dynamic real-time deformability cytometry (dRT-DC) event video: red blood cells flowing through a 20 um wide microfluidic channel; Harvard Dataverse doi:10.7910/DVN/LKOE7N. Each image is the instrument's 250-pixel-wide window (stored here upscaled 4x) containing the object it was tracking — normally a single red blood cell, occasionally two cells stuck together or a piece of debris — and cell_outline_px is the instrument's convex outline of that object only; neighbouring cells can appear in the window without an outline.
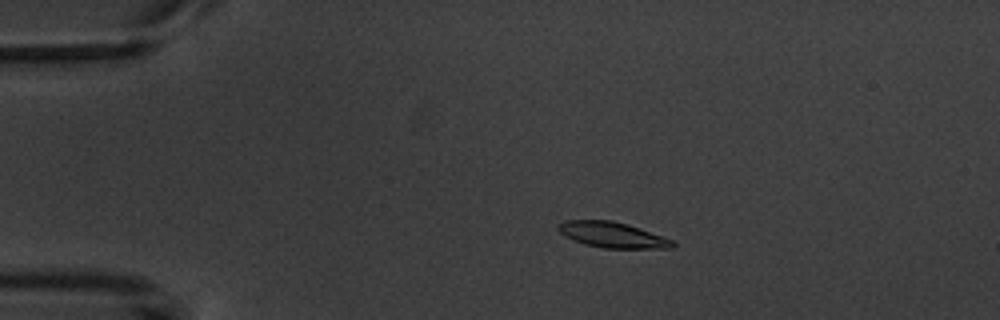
{"species": "common noctule bat (a hibernating species)", "species_latin": "Nyctalus noctula", "temperature_condition": "warm", "stored_images_in_passage": 7, "camera_frame_rate_fps": 3000, "um_per_image_px": 0.085, "animal": {"sex": "male", "body_mass_g": 20.1, "forearm_length_mm": 53.5}, "frame": {"image": 1, "passage_image": 3, "time_ms": 3.0, "image_size_px": [1000, 320], "cell_outline_px": [[676, 244], [672, 248], [604, 248], [584, 244], [564, 236], [556, 228], [556, 224], [564, 220], [612, 220], [628, 224], [672, 240]], "centroid_in_image_um": [51.99, 19.95], "position_along_channel_um": 33.0, "area_um2": 17.05}}
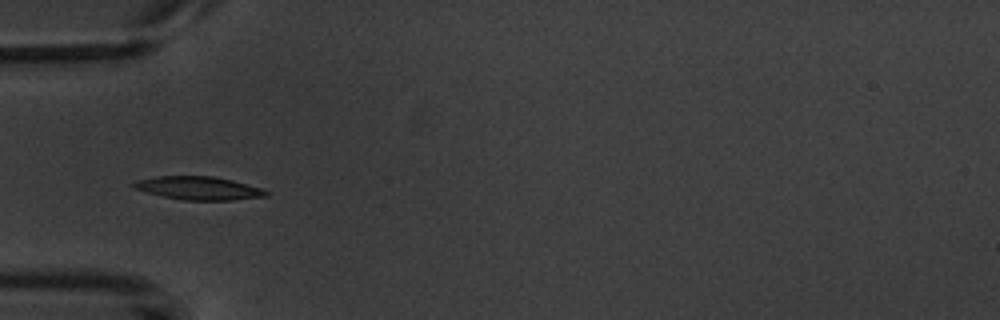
{"frame": {"image": 2, "passage_image": 5, "time_ms": 5.333, "image_size_px": [1000, 320], "cell_outline_px": [[268, 196], [232, 200], [184, 200], [164, 196], [148, 192], [136, 188], [132, 184], [136, 180], [156, 176], [212, 176], [232, 180], [260, 188], [268, 192]], "centroid_in_image_um": [16.9, 15.99], "position_along_channel_um": 68.1, "area_um2": 17.63}}
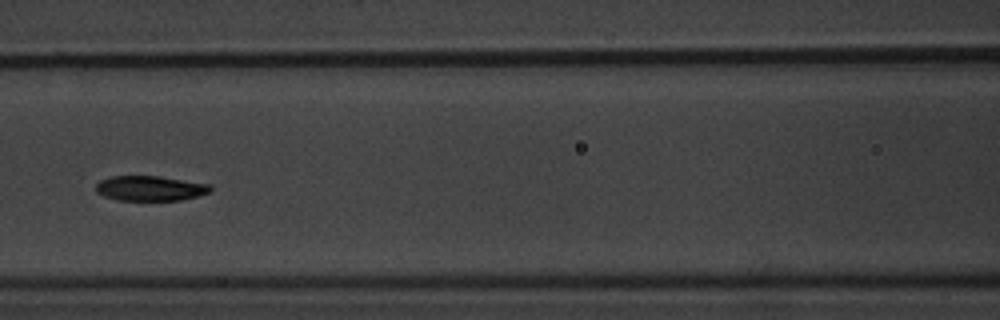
{"frame": {"image": 3, "passage_image": 7, "time_ms": 7.667, "image_size_px": [1000, 320], "cell_outline_px": [[212, 192], [200, 196], [180, 200], [116, 200], [104, 196], [96, 192], [96, 184], [100, 180], [112, 176], [160, 176], [212, 184]], "centroid_in_image_um": [12.82, 16.0], "position_along_channel_um": 153.8, "area_um2": 16.94}}